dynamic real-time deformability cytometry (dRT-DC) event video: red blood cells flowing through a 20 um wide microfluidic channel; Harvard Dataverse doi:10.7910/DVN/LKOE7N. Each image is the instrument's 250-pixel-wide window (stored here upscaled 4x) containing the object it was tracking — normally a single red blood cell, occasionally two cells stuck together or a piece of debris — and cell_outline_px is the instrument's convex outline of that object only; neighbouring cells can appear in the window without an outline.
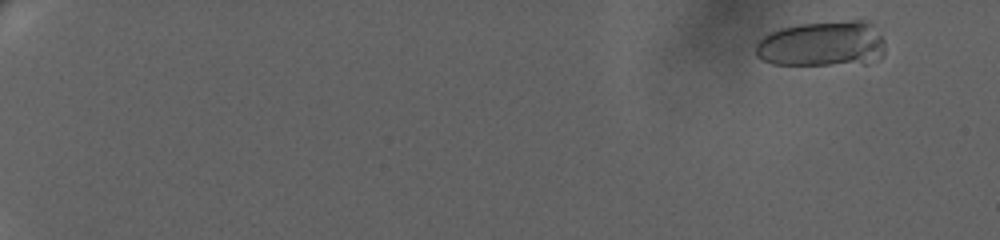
{"species": "human", "species_latin": "Homo sapiens", "temperature_condition": "warm", "stored_images_in_passage": 32, "camera_frame_rate_fps": 3000, "um_per_image_px": 0.085, "donor": {"sex": "female"}, "frame": {"image": 1, "passage_image": 5, "time_ms": 1.333, "image_size_px": [1000, 240], "cell_outline_px": [[884, 56], [880, 60], [868, 64], [772, 64], [760, 60], [756, 56], [756, 40], [768, 32], [780, 28], [800, 24], [848, 20], [868, 20], [872, 24], [884, 40]], "centroid_in_image_um": [69.91, 3.73], "position_along_channel_um": 15.1, "area_um2": 35.08}}
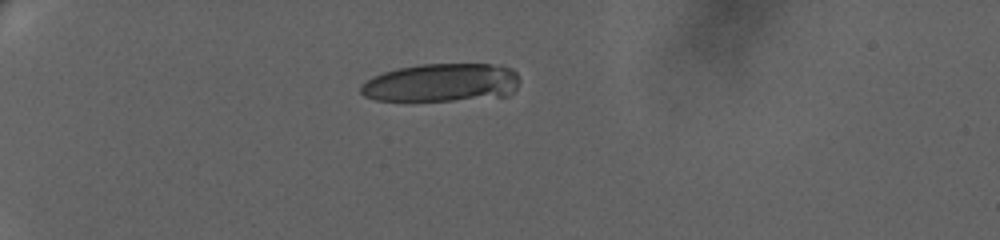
{"frame": {"image": 2, "passage_image": 22, "time_ms": 7.0, "image_size_px": [1000, 240], "cell_outline_px": [[516, 88], [508, 96], [452, 100], [376, 100], [364, 96], [360, 92], [360, 84], [372, 76], [396, 68], [420, 64], [492, 64], [512, 68], [516, 72]], "centroid_in_image_um": [37.49, 7.02], "position_along_channel_um": 47.5, "area_um2": 35.37}}